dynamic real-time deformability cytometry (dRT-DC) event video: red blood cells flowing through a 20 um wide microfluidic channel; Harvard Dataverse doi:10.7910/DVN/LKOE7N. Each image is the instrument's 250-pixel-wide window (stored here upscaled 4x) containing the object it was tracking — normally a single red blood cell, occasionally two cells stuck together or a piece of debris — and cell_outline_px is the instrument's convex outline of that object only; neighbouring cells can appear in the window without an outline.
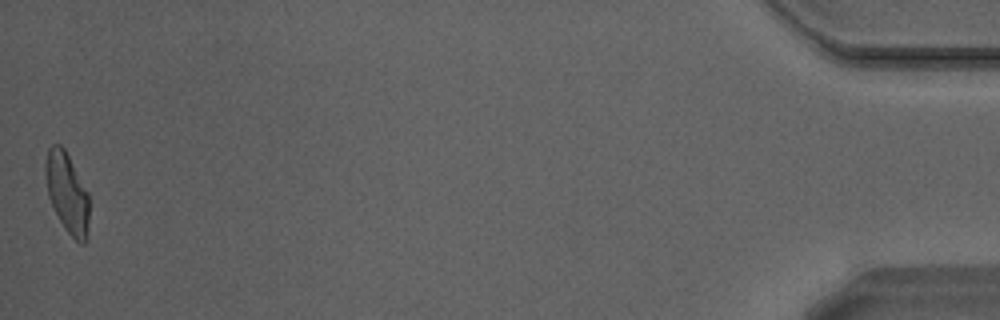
{"species": "Egyptian fruit bat (a non-hibernating species)", "species_latin": "Rousettus aegyptiacus", "temperature_condition": "warm", "stored_images_in_passage": 36, "camera_frame_rate_fps": 3000, "um_per_image_px": 0.085, "animal": {"sex": "male"}, "frame": {"image": 1, "passage_image": 36, "time_ms": 11.667, "image_size_px": [1000, 320], "cell_outline_px": [[88, 236], [84, 244], [80, 244], [64, 228], [48, 196], [44, 172], [44, 164], [48, 148], [52, 144], [60, 144], [64, 148], [88, 192]], "centroid_in_image_um": [5.69, 16.37], "position_along_channel_um": 429.5, "area_um2": 20.35}, "authors_computed_cell_mechanics": {"area_um2": 21.386, "velocity_mm_per_s": 4.2356, "shape_relaxation_time_tau1_ms": 3.7667, "shape_relaxation_time_tau2_ms": 1.2435, "deformation_change_tau1": 0.1959, "deformation_change_tau2": 0.1093}}